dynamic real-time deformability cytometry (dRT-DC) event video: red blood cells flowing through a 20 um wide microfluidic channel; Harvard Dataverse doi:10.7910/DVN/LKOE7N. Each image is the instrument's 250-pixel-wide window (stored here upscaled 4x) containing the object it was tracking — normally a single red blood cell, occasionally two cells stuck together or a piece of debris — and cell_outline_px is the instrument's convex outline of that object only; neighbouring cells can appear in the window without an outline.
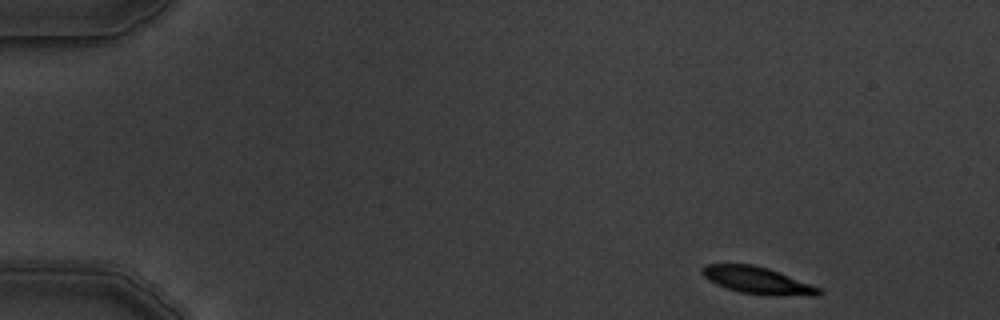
{"species": "common noctule bat (a hibernating species)", "species_latin": "Nyctalus noctula", "temperature_condition": "warm", "stored_images_in_passage": 4, "camera_frame_rate_fps": 3000, "um_per_image_px": 0.085, "animal": {"sex": "male", "body_mass_g": 19.5, "forearm_length_mm": 54.6}, "frame": {"image": 1, "passage_image": 1, "time_ms": 0.0, "image_size_px": [1000, 320], "cell_outline_px": [[824, 292], [820, 296], [808, 296], [740, 292], [716, 284], [708, 280], [700, 272], [700, 268], [704, 264], [752, 264], [768, 268], [780, 272], [820, 288]], "centroid_in_image_um": [64.37, 23.81], "position_along_channel_um": 20.6, "area_um2": 18.09}}
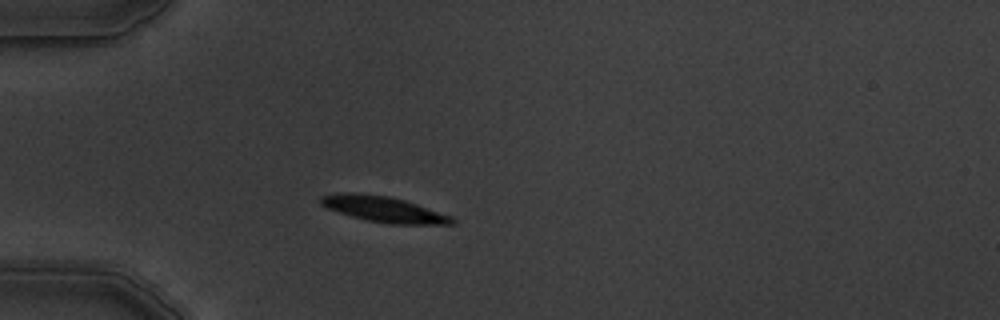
{"frame": {"image": 2, "passage_image": 4, "time_ms": 3.333, "image_size_px": [1000, 320], "cell_outline_px": [[456, 224], [388, 224], [364, 220], [328, 208], [320, 204], [320, 196], [344, 192], [356, 192], [388, 196], [404, 200], [452, 216], [456, 220]], "centroid_in_image_um": [32.62, 17.79], "position_along_channel_um": 52.4, "area_um2": 19.65}}